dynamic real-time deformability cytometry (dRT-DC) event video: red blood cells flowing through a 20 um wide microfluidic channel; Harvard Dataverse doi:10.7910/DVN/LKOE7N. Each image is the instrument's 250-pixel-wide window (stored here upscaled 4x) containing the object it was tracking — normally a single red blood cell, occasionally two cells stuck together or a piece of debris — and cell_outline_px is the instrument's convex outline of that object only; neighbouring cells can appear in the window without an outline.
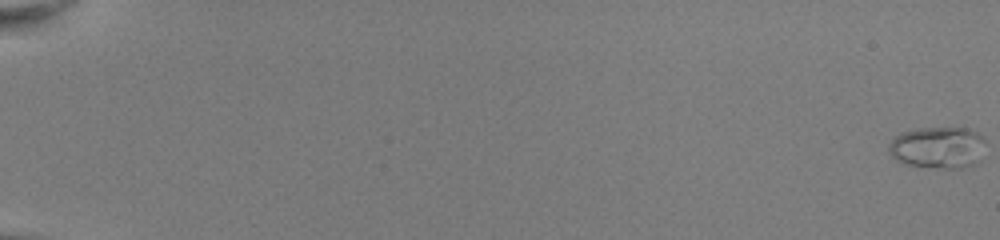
{"species": "common noctule bat (a hibernating species)", "species_latin": "Nyctalus noctula", "temperature_condition": "room temperature", "stored_images_in_passage": 54, "camera_frame_rate_fps": 3000, "um_per_image_px": 0.085, "animal": {"sex": "female", "body_mass_g": 22.0, "forearm_length_mm": 56.7}, "frame": {"image": 1, "passage_image": 1, "time_ms": 0.0, "image_size_px": [1000, 240], "cell_outline_px": [[980, 136], [972, 164], [960, 168], [948, 168], [908, 164], [896, 160], [892, 156], [888, 148], [892, 140], [896, 136], [904, 132], [924, 128], [964, 128], [976, 132]], "centroid_in_image_um": [79.55, 12.52], "position_along_channel_um": 5.4, "area_um2": 21.79}}
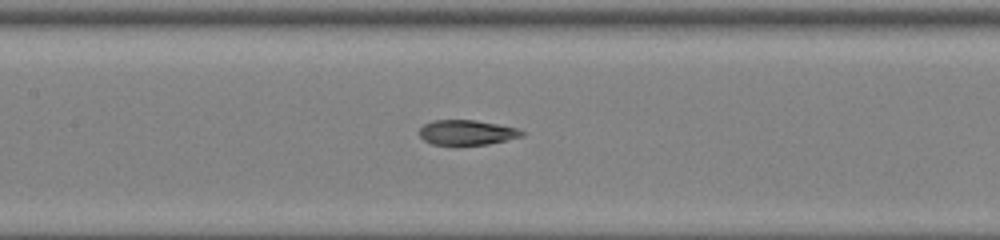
{"frame": {"image": 2, "passage_image": 29, "time_ms": 9.333, "image_size_px": [1000, 240], "cell_outline_px": [[524, 136], [488, 144], [456, 148], [432, 144], [424, 140], [420, 136], [420, 128], [424, 124], [432, 120], [476, 120], [516, 128], [524, 132]], "centroid_in_image_um": [39.64, 11.31], "position_along_channel_um": 167.8, "area_um2": 15.49}}
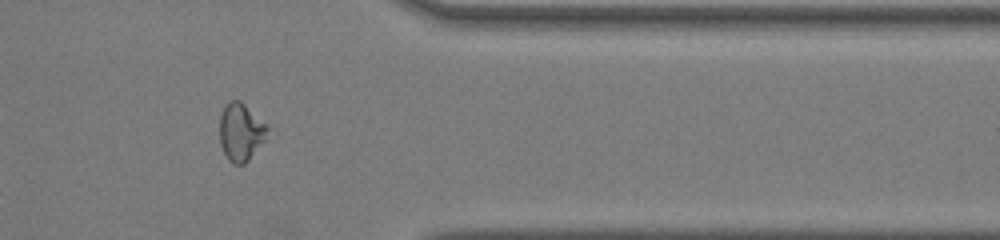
{"frame": {"image": 3, "passage_image": 46, "time_ms": 15.0, "image_size_px": [1000, 240], "cell_outline_px": [[276, 132], [244, 164], [236, 164], [228, 160], [220, 144], [220, 116], [228, 100], [240, 100]], "centroid_in_image_um": [20.57, 11.23], "position_along_channel_um": 390.8, "area_um2": 16.76}, "authors_computed_cell_mechanics": {"area_um2": 15.8661, "velocity_mm_per_s": 4.0568, "shape_relaxation_time_tau1_ms": null, "shape_relaxation_time_tau2_ms": 1.1321, "deformation_change_tau1": null, "deformation_change_tau2": 0.0741}}